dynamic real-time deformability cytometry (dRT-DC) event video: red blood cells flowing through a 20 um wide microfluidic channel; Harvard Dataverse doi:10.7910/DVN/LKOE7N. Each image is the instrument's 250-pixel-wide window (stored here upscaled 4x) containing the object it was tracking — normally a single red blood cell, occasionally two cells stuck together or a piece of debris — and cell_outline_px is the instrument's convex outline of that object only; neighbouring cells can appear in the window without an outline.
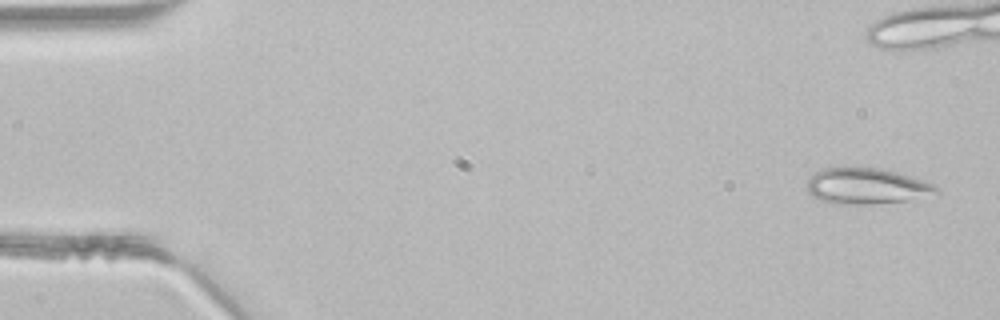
{"species": "common noctule bat (a hibernating species)", "species_latin": "Nyctalus noctula", "temperature_condition": "room temperature", "stored_images_in_passage": 46, "camera_frame_rate_fps": 3000, "um_per_image_px": 0.085, "animal": {"sex": "male", "body_mass_g": 21.5, "forearm_length_mm": 52.0}, "frame": {"image": 1, "passage_image": 1, "time_ms": 0.0, "image_size_px": [1000, 320], "cell_outline_px": [[940, 196], [872, 204], [840, 204], [820, 200], [812, 196], [808, 192], [808, 180], [816, 172], [824, 168], [876, 168], [908, 176], [932, 184], [940, 192]], "centroid_in_image_um": [73.69, 15.85], "position_along_channel_um": 11.3, "area_um2": 26.7}}